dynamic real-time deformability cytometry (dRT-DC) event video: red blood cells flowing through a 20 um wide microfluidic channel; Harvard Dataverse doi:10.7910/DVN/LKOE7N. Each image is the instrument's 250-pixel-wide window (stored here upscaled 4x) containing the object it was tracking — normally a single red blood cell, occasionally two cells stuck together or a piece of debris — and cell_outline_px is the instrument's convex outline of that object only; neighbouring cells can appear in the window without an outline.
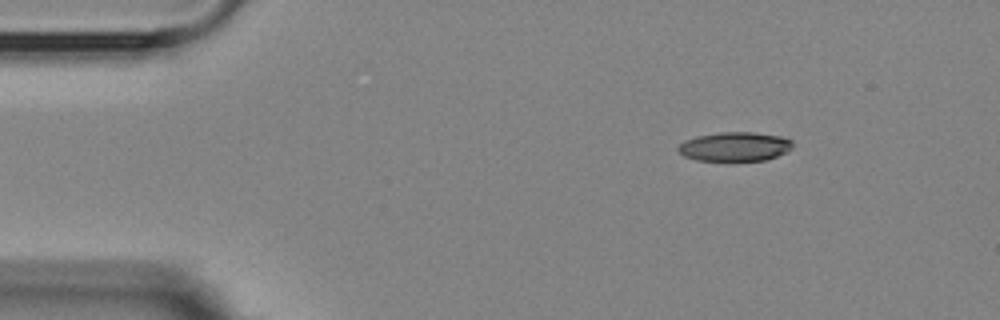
{"species": "Egyptian fruit bat (a non-hibernating species)", "species_latin": "Rousettus aegyptiacus", "temperature_condition": "room temperature", "stored_images_in_passage": 5, "camera_frame_rate_fps": 3000, "um_per_image_px": 0.085, "animal": {"sex": "female"}, "frame": {"image": 1, "passage_image": 5, "time_ms": 4.667, "image_size_px": [1000, 320], "cell_outline_px": [[792, 148], [788, 152], [764, 160], [696, 160], [684, 156], [676, 148], [684, 140], [696, 136], [720, 132], [752, 132], [780, 136], [792, 140]], "centroid_in_image_um": [62.45, 12.45], "position_along_channel_um": 22.5, "area_um2": 19.36}}